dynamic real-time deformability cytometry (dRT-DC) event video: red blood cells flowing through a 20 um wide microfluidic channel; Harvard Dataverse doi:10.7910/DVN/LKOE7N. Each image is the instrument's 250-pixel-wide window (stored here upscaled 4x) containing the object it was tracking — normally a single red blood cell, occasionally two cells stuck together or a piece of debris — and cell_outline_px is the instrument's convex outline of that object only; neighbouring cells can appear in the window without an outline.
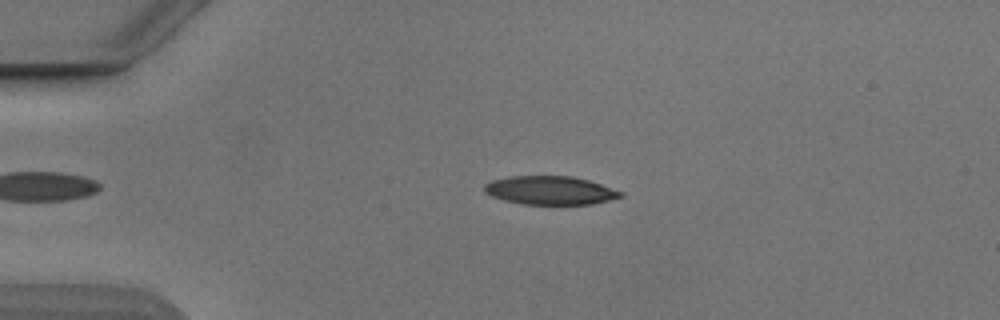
{"species": "Egyptian fruit bat (a non-hibernating species)", "species_latin": "Rousettus aegyptiacus", "temperature_condition": "cold", "stored_images_in_passage": 47, "camera_frame_rate_fps": 3000, "um_per_image_px": 0.085, "animal": {"sex": "male"}, "frame": {"image": 1, "passage_image": 12, "time_ms": 3.667, "image_size_px": [1000, 320], "cell_outline_px": [[624, 196], [592, 204], [524, 204], [504, 200], [492, 196], [484, 192], [484, 184], [492, 180], [508, 176], [572, 176], [588, 180], [624, 192]], "centroid_in_image_um": [46.75, 16.17], "position_along_channel_um": 38.2, "area_um2": 22.6}}
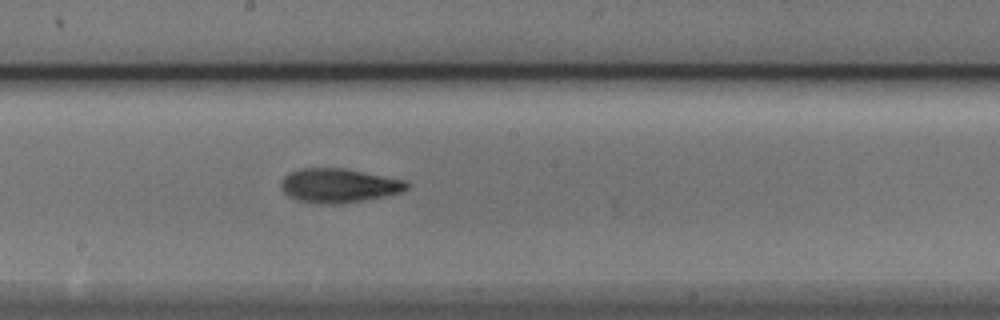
{"frame": {"image": 2, "passage_image": 29, "time_ms": 9.333, "image_size_px": [1000, 320], "cell_outline_px": [[408, 188], [400, 192], [388, 196], [344, 204], [324, 204], [296, 200], [288, 196], [284, 192], [280, 184], [284, 176], [288, 172], [300, 168], [344, 168], [404, 180], [408, 184]], "centroid_in_image_um": [28.77, 15.78], "position_along_channel_um": 219.4, "area_um2": 25.14}}
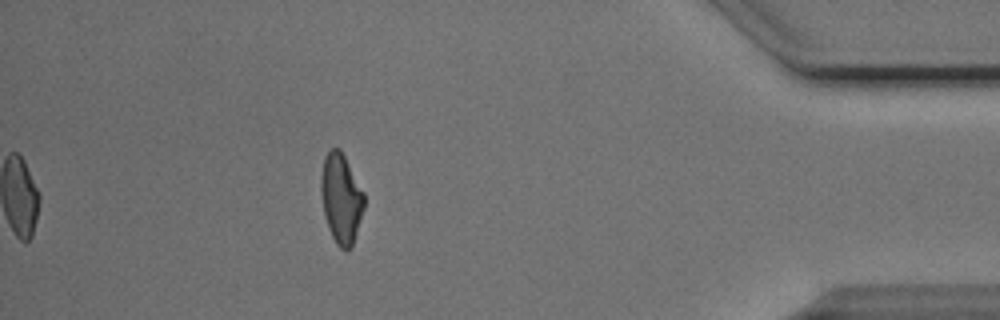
{"frame": {"image": 3, "passage_image": 47, "time_ms": 15.333, "image_size_px": [1000, 320], "cell_outline_px": [[364, 208], [352, 248], [348, 252], [340, 248], [336, 244], [328, 228], [324, 216], [320, 192], [320, 176], [324, 156], [332, 148], [340, 148], [364, 192]], "centroid_in_image_um": [28.98, 16.89], "position_along_channel_um": 406.2, "area_um2": 22.89}, "authors_computed_cell_mechanics": {"area_um2": 23.5246, "velocity_mm_per_s": 3.8771, "shape_relaxation_time_tau1_ms": 4.6212, "shape_relaxation_time_tau2_ms": 4.9641, "deformation_change_tau1": 0.1766, "deformation_change_tau2": 0.1512}}